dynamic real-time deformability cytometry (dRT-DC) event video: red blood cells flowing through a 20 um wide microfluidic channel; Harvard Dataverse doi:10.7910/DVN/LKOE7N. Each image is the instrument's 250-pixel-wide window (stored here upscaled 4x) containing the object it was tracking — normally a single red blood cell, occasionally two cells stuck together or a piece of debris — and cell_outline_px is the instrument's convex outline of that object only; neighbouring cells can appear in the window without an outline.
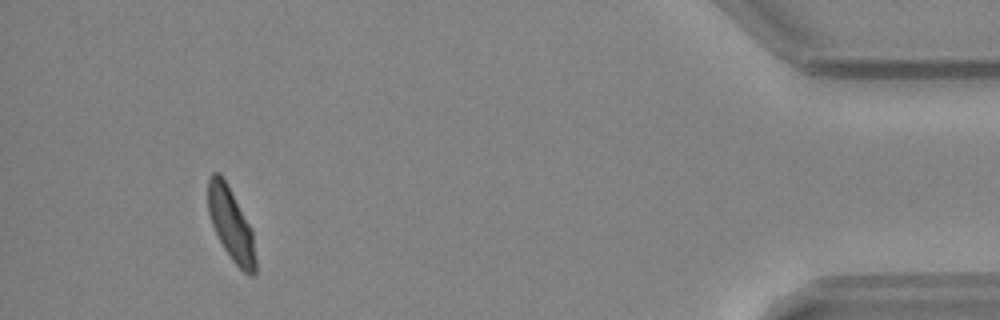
{"species": "common noctule bat (a hibernating species)", "species_latin": "Nyctalus noctula", "temperature_condition": "warm", "stored_images_in_passage": 52, "camera_frame_rate_fps": 3000, "um_per_image_px": 0.085, "animal": {"sex": "female", "body_mass_g": 24.6, "forearm_length_mm": 56.2}, "frame": {"image": 1, "passage_image": 49, "time_ms": 16.0, "image_size_px": [1000, 320], "cell_outline_px": [[256, 276], [248, 276], [232, 260], [224, 248], [212, 224], [208, 212], [208, 176], [212, 172], [220, 172], [252, 228], [256, 260]], "centroid_in_image_um": [19.65, 19.08], "position_along_channel_um": 415.6, "area_um2": 20.11}}